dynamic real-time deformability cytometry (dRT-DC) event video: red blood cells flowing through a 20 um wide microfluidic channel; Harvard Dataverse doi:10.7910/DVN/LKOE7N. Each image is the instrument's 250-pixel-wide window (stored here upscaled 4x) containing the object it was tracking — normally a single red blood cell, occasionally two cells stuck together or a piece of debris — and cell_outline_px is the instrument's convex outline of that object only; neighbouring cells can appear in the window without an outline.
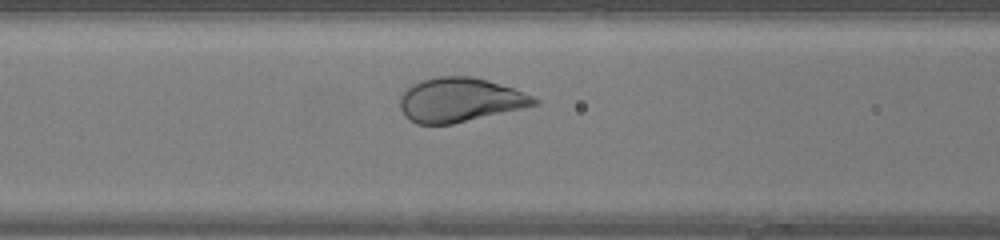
{"species": "human", "species_latin": "Homo sapiens", "temperature_condition": "warm", "stored_images_in_passage": 28, "camera_frame_rate_fps": 3000, "um_per_image_px": 0.085, "donor": {"sex": "female"}, "frame": {"image": 1, "passage_image": 8, "time_ms": 2.333, "image_size_px": [1000, 240], "cell_outline_px": [[540, 104], [524, 108], [452, 124], [416, 124], [408, 120], [404, 116], [400, 108], [400, 96], [412, 84], [420, 80], [440, 76], [472, 76], [488, 80], [512, 88], [532, 96], [540, 100]], "centroid_in_image_um": [39.08, 8.5], "position_along_channel_um": 127.5, "area_um2": 34.62}}
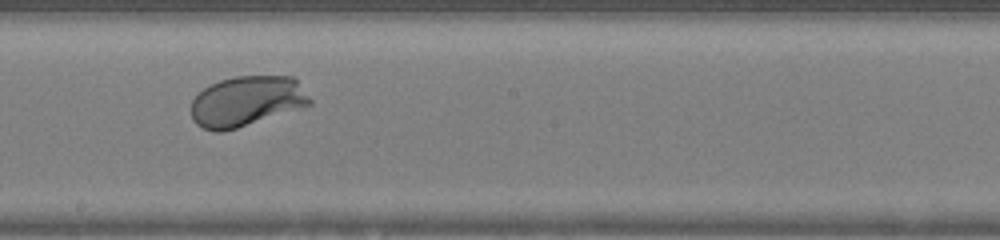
{"frame": {"image": 2, "passage_image": 15, "time_ms": 4.667, "image_size_px": [1000, 240], "cell_outline_px": [[312, 104], [224, 132], [212, 132], [196, 124], [192, 120], [192, 100], [204, 88], [220, 80], [236, 76], [292, 76], [296, 80], [312, 100]], "centroid_in_image_um": [20.95, 8.61], "position_along_channel_um": 227.3, "area_um2": 34.51}}
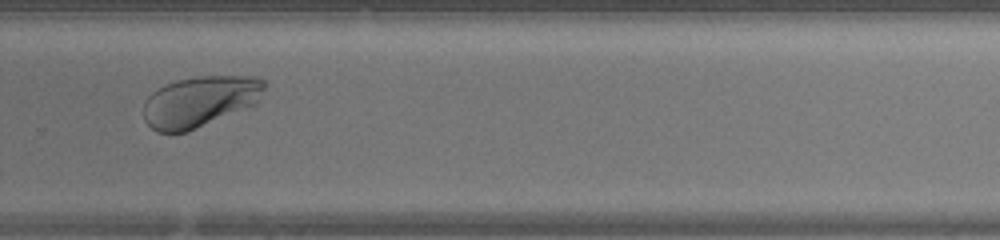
{"frame": {"image": 3, "passage_image": 21, "time_ms": 6.667, "image_size_px": [1000, 240], "cell_outline_px": [[264, 88], [260, 100], [256, 104], [188, 132], [156, 132], [144, 120], [144, 104], [148, 96], [156, 88], [164, 84], [176, 80], [196, 76], [256, 76], [264, 80]], "centroid_in_image_um": [16.98, 8.61], "position_along_channel_um": 312.8, "area_um2": 36.07}, "authors_computed_cell_mechanics": {"area_um2": 35.547, "velocity_mm_per_s": 4.2875, "shape_relaxation_time_tau1_ms": 1.6315, "shape_relaxation_time_tau2_ms": null, "deformation_change_tau1": 0.1097, "deformation_change_tau2": null}}